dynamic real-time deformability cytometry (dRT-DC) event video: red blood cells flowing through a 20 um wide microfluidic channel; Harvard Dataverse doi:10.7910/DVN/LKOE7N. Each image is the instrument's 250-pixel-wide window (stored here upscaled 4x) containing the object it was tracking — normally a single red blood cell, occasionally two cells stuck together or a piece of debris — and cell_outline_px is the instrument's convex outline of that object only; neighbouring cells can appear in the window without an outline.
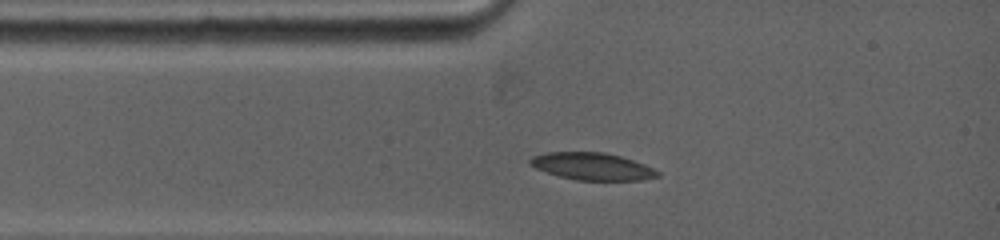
{"species": "common noctule bat (a hibernating species)", "species_latin": "Nyctalus noctula", "temperature_condition": "warm", "stored_images_in_passage": 42, "camera_frame_rate_fps": 5000, "um_per_image_px": 0.085, "animal": {"sex": "female", "body_mass_g": 19.0, "forearm_length_mm": 53.3}, "frame": {"image": 1, "passage_image": 1, "time_ms": 0.0, "image_size_px": [1000, 240], "cell_outline_px": [[660, 176], [640, 180], [576, 180], [560, 176], [536, 168], [528, 164], [528, 160], [532, 156], [548, 152], [604, 152], [620, 156], [644, 164], [660, 172]], "centroid_in_image_um": [50.33, 14.14], "position_along_channel_um": 34.7, "area_um2": 20.11}}
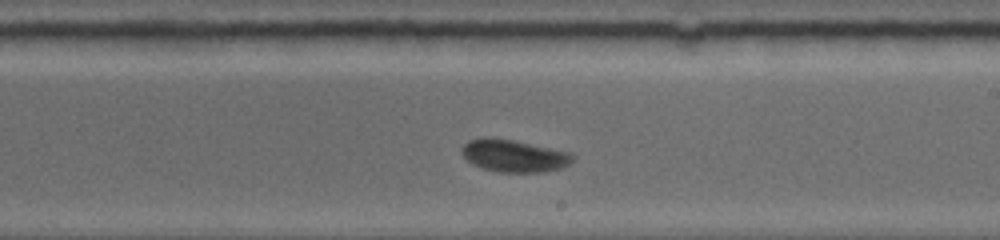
{"frame": {"image": 2, "passage_image": 26, "time_ms": 5.6, "image_size_px": [1000, 240], "cell_outline_px": [[576, 156], [568, 164], [560, 168], [544, 172], [500, 172], [484, 168], [472, 164], [460, 152], [460, 148], [468, 140], [484, 136], [488, 136], [512, 140], [568, 152]], "centroid_in_image_um": [43.63, 13.23], "position_along_channel_um": 245.4, "area_um2": 20.81}}
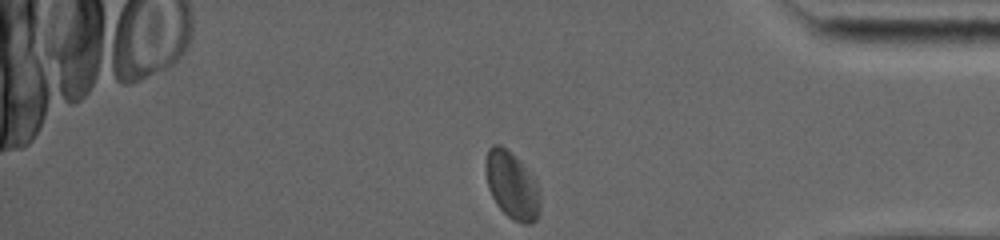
{"frame": {"image": 3, "passage_image": 42, "time_ms": 10.0, "image_size_px": [1000, 240], "cell_outline_px": [[540, 212], [536, 220], [528, 224], [524, 224], [512, 220], [496, 204], [488, 188], [484, 164], [488, 148], [492, 144], [500, 144], [520, 160], [536, 180], [540, 188]], "centroid_in_image_um": [43.52, 15.75], "position_along_channel_um": 391.7, "area_um2": 21.73}, "authors_computed_cell_mechanics": {"area_um2": 20.9236, "velocity_mm_per_s": 3.8186, "shape_relaxation_time_tau1_ms": 3.935, "shape_relaxation_time_tau2_ms": 2.4371, "deformation_change_tau1": 0.1072, "deformation_change_tau2": 0.0421}}